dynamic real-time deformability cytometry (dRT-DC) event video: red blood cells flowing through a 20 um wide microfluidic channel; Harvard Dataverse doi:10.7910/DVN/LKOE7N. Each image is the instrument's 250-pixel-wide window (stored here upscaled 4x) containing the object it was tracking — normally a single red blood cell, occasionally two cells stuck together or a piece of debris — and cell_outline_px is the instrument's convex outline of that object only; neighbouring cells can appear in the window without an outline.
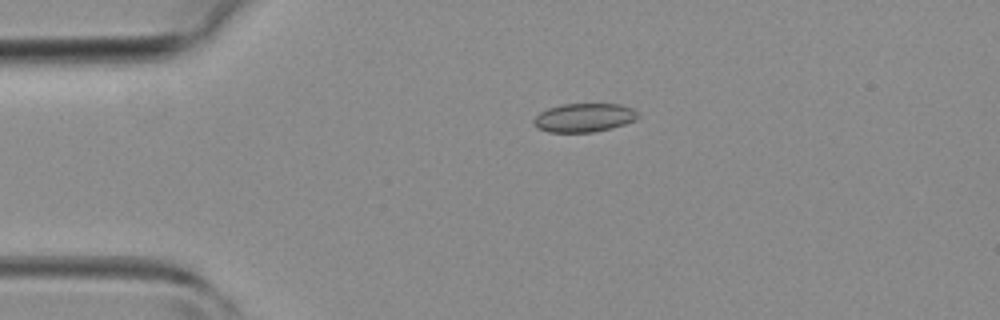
{"species": "common noctule bat (a hibernating species)", "species_latin": "Nyctalus noctula", "temperature_condition": "room temperature", "stored_images_in_passage": 30, "camera_frame_rate_fps": 3000, "um_per_image_px": 0.085, "animal": {"sex": "female", "body_mass_g": 19.3, "forearm_length_mm": 54.1}, "frame": {"image": 1, "passage_image": 1, "time_ms": 0.0, "image_size_px": [1000, 320], "cell_outline_px": [[640, 116], [636, 120], [612, 128], [592, 132], [548, 132], [536, 128], [532, 124], [532, 120], [540, 112], [548, 108], [564, 104], [620, 104], [632, 108]], "centroid_in_image_um": [49.62, 10.0], "position_along_channel_um": 35.4, "area_um2": 17.51}}
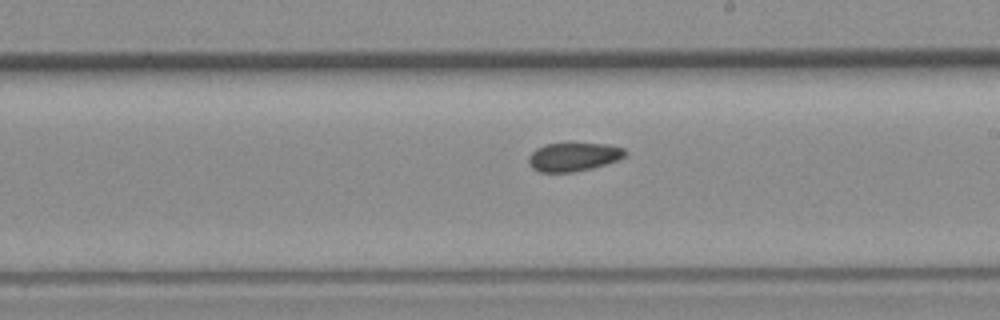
{"frame": {"image": 2, "passage_image": 16, "time_ms": 5.0, "image_size_px": [1000, 320], "cell_outline_px": [[628, 156], [620, 160], [592, 168], [572, 172], [540, 172], [532, 168], [528, 164], [528, 156], [536, 148], [544, 144], [568, 140], [608, 144], [624, 148], [628, 152]], "centroid_in_image_um": [48.78, 13.27], "position_along_channel_um": 240.2, "area_um2": 17.17}}
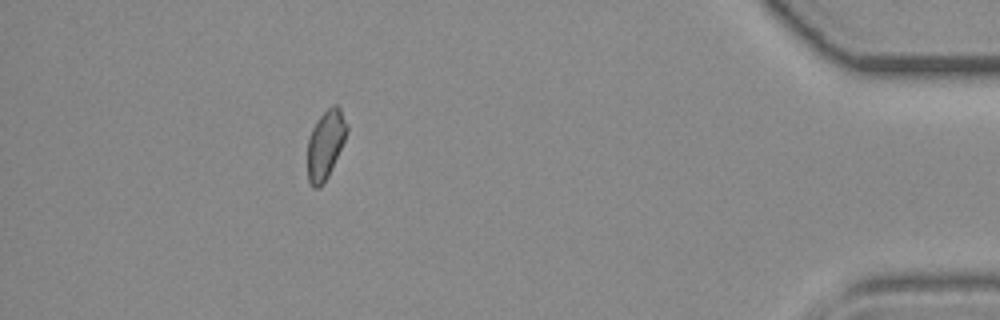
{"frame": {"image": 3, "passage_image": 30, "time_ms": 9.667, "image_size_px": [1000, 320], "cell_outline_px": [[348, 128], [344, 140], [328, 176], [324, 184], [320, 188], [312, 188], [308, 180], [308, 140], [312, 128], [316, 120], [332, 104], [336, 104], [340, 108], [348, 124]], "centroid_in_image_um": [27.66, 12.28], "position_along_channel_um": 407.5, "area_um2": 15.72}}